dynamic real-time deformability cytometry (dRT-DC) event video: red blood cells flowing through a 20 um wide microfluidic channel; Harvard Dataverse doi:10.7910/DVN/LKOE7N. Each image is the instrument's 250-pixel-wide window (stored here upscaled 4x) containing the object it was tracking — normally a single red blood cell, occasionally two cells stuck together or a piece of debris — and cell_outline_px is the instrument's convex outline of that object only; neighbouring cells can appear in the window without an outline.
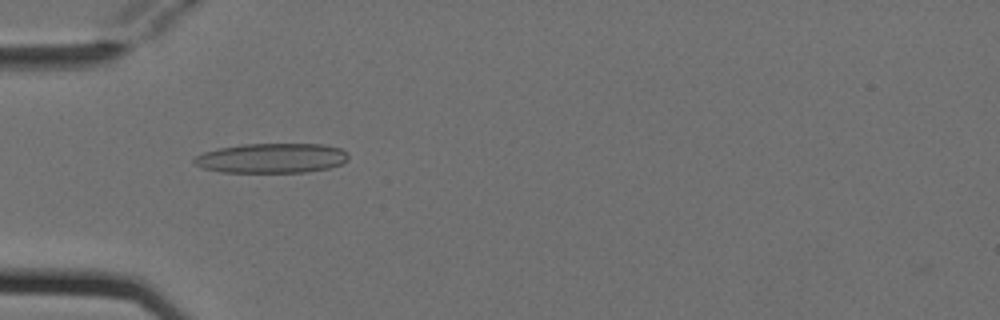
{"species": "Egyptian fruit bat (a non-hibernating species)", "species_latin": "Rousettus aegyptiacus", "temperature_condition": "cold", "stored_images_in_passage": 3, "camera_frame_rate_fps": 3000, "um_per_image_px": 0.085, "animal": {"sex": "female"}, "frame": {"image": 1, "passage_image": 2, "time_ms": 0.333, "image_size_px": [1000, 320], "cell_outline_px": [[348, 160], [340, 164], [328, 168], [304, 172], [220, 172], [200, 168], [192, 160], [196, 156], [204, 152], [220, 148], [244, 144], [324, 144], [340, 148], [348, 152]], "centroid_in_image_um": [23.09, 13.44], "position_along_channel_um": 61.9, "area_um2": 26.76}}
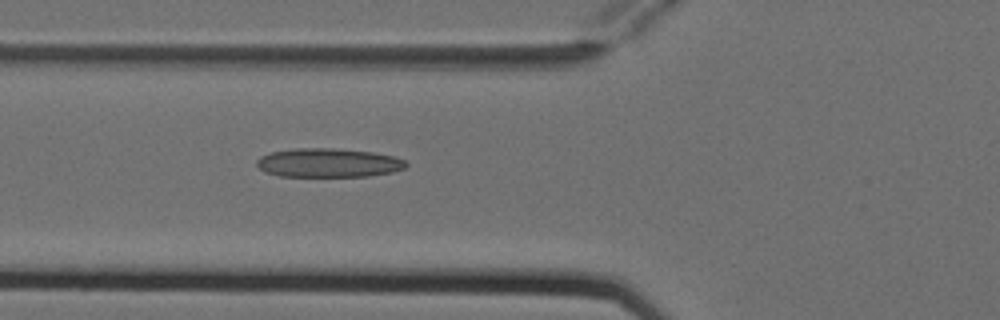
{"frame": {"image": 2, "passage_image": 3, "time_ms": 0.667, "image_size_px": [1000, 320], "cell_outline_px": [[408, 164], [404, 168], [392, 172], [368, 176], [280, 176], [264, 172], [256, 164], [256, 160], [260, 156], [272, 152], [296, 148], [332, 148], [372, 152], [396, 156], [404, 160]], "centroid_in_image_um": [27.91, 13.84], "position_along_channel_um": 97.9, "area_um2": 25.14}}